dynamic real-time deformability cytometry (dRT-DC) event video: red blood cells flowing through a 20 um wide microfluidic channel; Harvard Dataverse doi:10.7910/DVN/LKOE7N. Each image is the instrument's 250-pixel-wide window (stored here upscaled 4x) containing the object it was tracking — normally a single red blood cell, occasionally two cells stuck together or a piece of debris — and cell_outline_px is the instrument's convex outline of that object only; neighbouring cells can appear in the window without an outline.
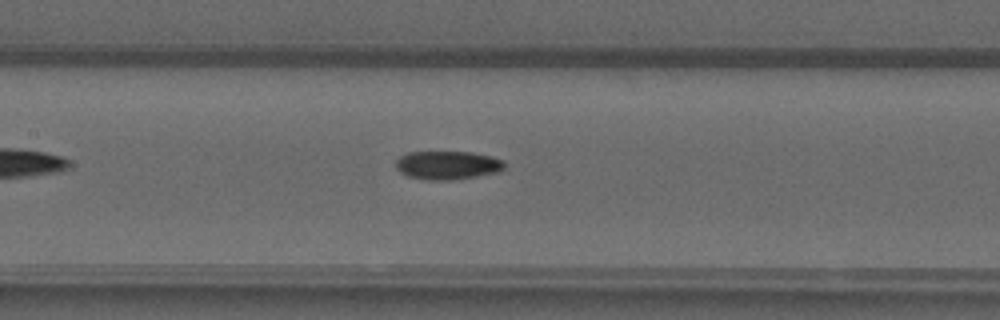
{"species": "common noctule bat (a hibernating species)", "species_latin": "Nyctalus noctula", "temperature_condition": "warm", "stored_images_in_passage": 25, "camera_frame_rate_fps": 3000, "um_per_image_px": 0.085, "animal": {"sex": "male", "forearm_length_mm": 52.5}, "frame": {"image": 1, "passage_image": 8, "time_ms": 2.333, "image_size_px": [1000, 320], "cell_outline_px": [[504, 168], [500, 172], [452, 180], [424, 180], [408, 176], [400, 172], [396, 168], [396, 160], [400, 156], [408, 152], [472, 152], [492, 156], [504, 160]], "centroid_in_image_um": [38.05, 14.04], "position_along_channel_um": 169.4, "area_um2": 18.21}}
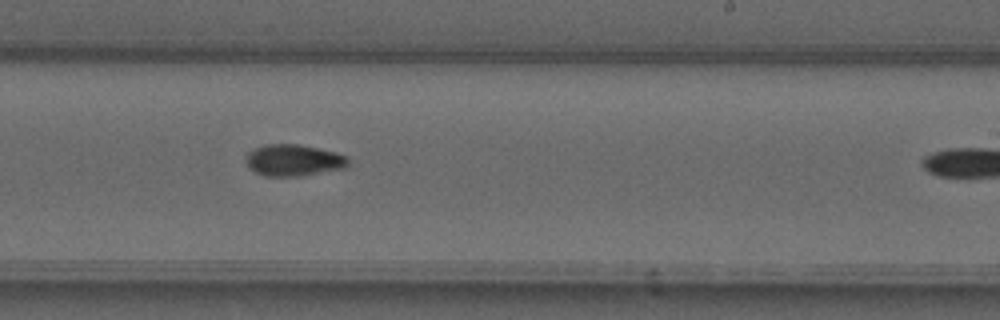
{"frame": {"image": 2, "passage_image": 15, "time_ms": 4.667, "image_size_px": [1000, 320], "cell_outline_px": [[348, 164], [344, 168], [296, 176], [264, 176], [248, 168], [244, 160], [244, 156], [248, 152], [264, 144], [300, 144], [336, 152], [344, 156], [348, 160]], "centroid_in_image_um": [24.88, 13.61], "position_along_channel_um": 264.1, "area_um2": 18.79}}
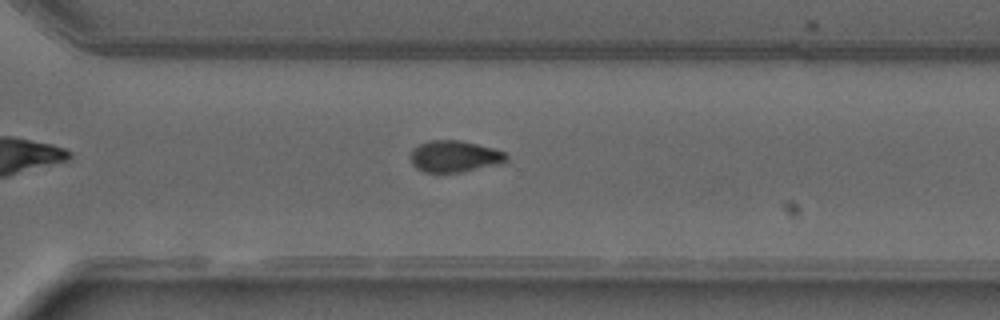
{"frame": {"image": 3, "passage_image": 20, "time_ms": 6.333, "image_size_px": [1000, 320], "cell_outline_px": [[508, 160], [504, 164], [464, 172], [424, 172], [416, 168], [412, 164], [408, 156], [412, 148], [428, 140], [460, 140], [492, 148], [504, 152], [508, 156]], "centroid_in_image_um": [38.63, 13.3], "position_along_channel_um": 332.0, "area_um2": 18.03}}